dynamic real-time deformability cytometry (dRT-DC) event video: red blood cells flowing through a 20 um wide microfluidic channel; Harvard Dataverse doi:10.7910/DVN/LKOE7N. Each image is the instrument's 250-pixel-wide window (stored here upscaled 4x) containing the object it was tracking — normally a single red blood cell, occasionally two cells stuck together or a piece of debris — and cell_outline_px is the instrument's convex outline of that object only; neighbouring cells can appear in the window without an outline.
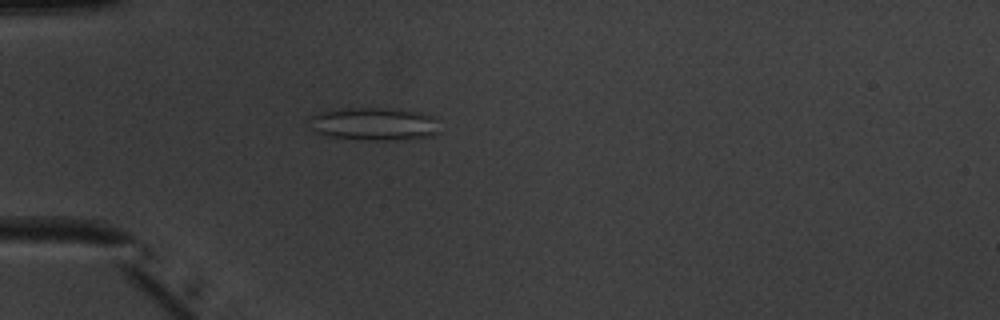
{"species": "common noctule bat (a hibernating species)", "species_latin": "Nyctalus noctula", "temperature_condition": "warm", "stored_images_in_passage": 52, "camera_frame_rate_fps": 3000, "um_per_image_px": 0.085, "animal": {"sex": "male", "body_mass_g": 20.1, "forearm_length_mm": 53.5}, "frame": {"image": 1, "passage_image": 16, "time_ms": 5.0, "image_size_px": [1000, 320], "cell_outline_px": [[440, 132], [432, 136], [404, 140], [372, 140], [332, 136], [316, 132], [312, 128], [308, 120], [308, 116], [320, 112], [344, 108], [400, 108], [420, 112], [432, 116], [436, 120]], "centroid_in_image_um": [31.84, 10.52], "position_along_channel_um": 53.2, "area_um2": 25.26}}
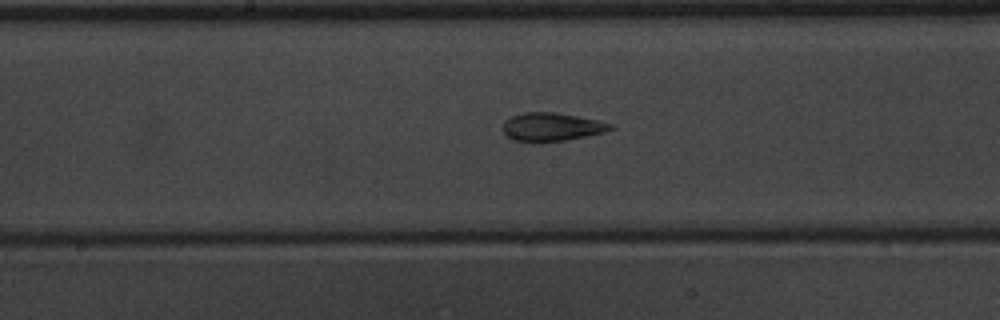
{"frame": {"image": 2, "passage_image": 28, "time_ms": 9.0, "image_size_px": [1000, 320], "cell_outline_px": [[616, 128], [604, 132], [564, 140], [536, 144], [532, 144], [512, 140], [504, 132], [504, 120], [512, 116], [524, 112], [556, 112], [596, 120], [612, 124]], "centroid_in_image_um": [46.85, 10.81], "position_along_channel_um": 201.4, "area_um2": 17.98}}
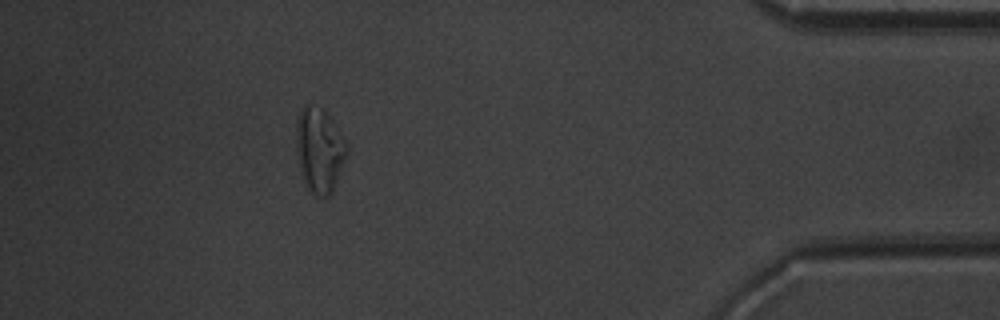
{"frame": {"image": 3, "passage_image": 47, "time_ms": 15.333, "image_size_px": [1000, 320], "cell_outline_px": [[348, 152], [332, 192], [328, 196], [316, 196], [308, 188], [296, 152], [296, 124], [300, 108], [304, 104], [308, 104], [320, 108], [332, 120], [344, 136], [348, 144]], "centroid_in_image_um": [27.17, 12.71], "position_along_channel_um": 408.0, "area_um2": 24.68}, "authors_computed_cell_mechanics": {"area_um2": 20.6057, "velocity_mm_per_s": 3.9752, "shape_relaxation_time_tau1_ms": null, "shape_relaxation_time_tau2_ms": 2.0398, "deformation_change_tau1": null, "deformation_change_tau2": 0.1041}}